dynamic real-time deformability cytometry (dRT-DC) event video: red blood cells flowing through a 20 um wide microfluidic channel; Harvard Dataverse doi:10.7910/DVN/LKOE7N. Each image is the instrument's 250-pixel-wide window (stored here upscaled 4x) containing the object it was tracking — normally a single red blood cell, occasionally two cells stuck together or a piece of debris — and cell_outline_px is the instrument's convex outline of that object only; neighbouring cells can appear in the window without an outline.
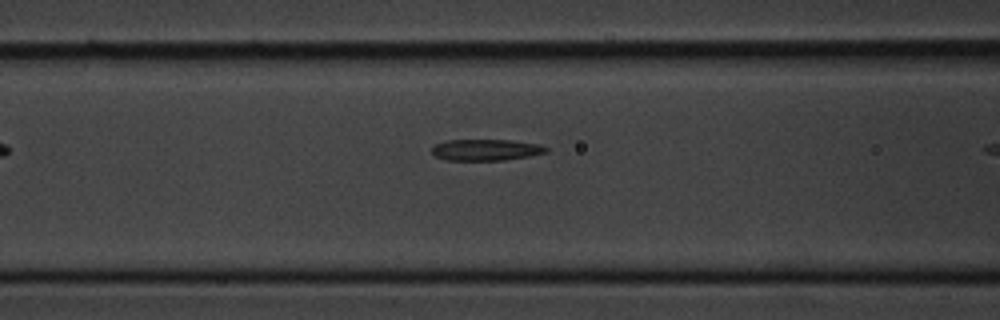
{"species": "common noctule bat (a hibernating species)", "species_latin": "Nyctalus noctula", "temperature_condition": "cold", "stored_images_in_passage": 27, "camera_frame_rate_fps": 3000, "um_per_image_px": 0.085, "animal": {"sex": "male", "body_mass_g": 20.1, "forearm_length_mm": 53.5}, "frame": {"image": 1, "passage_image": 5, "time_ms": 1.333, "image_size_px": [1000, 320], "cell_outline_px": [[548, 152], [528, 156], [504, 160], [444, 160], [436, 156], [432, 152], [432, 144], [444, 140], [508, 140], [540, 144], [548, 148]], "centroid_in_image_um": [41.26, 12.73], "position_along_channel_um": 125.3, "area_um2": 14.28}}
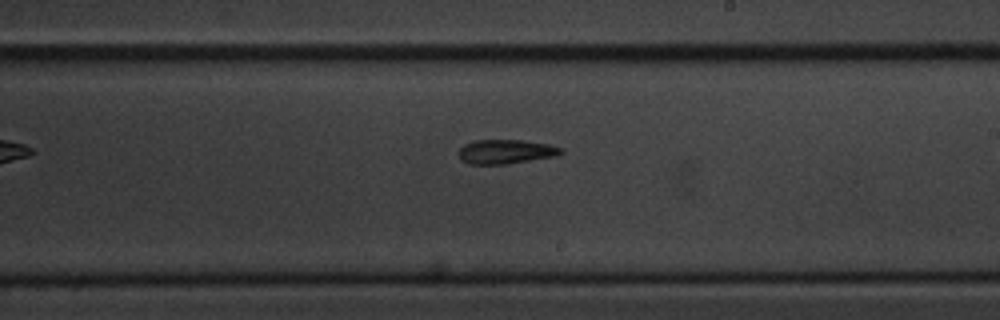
{"frame": {"image": 2, "passage_image": 15, "time_ms": 4.667, "image_size_px": [1000, 320], "cell_outline_px": [[564, 152], [556, 156], [504, 164], [468, 164], [460, 160], [460, 148], [464, 144], [472, 140], [520, 140], [548, 144], [564, 148]], "centroid_in_image_um": [42.99, 12.88], "position_along_channel_um": 246.0, "area_um2": 14.45}}
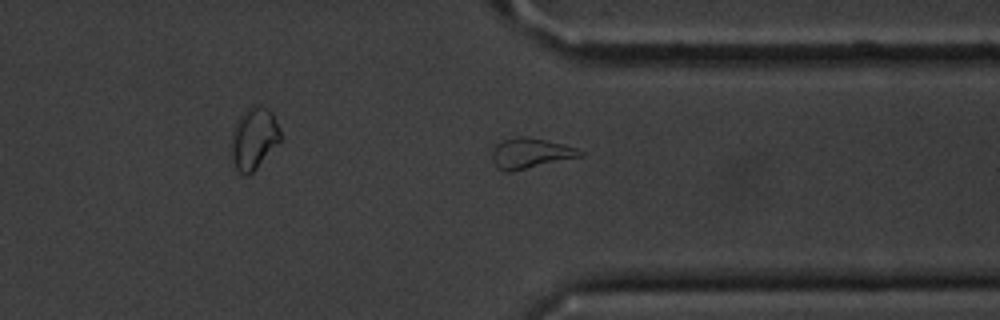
{"frame": {"image": 3, "passage_image": 25, "time_ms": 8.0, "image_size_px": [1000, 320], "cell_outline_px": [[584, 156], [512, 172], [504, 172], [496, 168], [492, 160], [492, 152], [496, 144], [500, 140], [516, 136], [524, 136], [564, 144], [576, 148], [584, 152]], "centroid_in_image_um": [45.07, 13.04], "position_along_channel_um": 366.3, "area_um2": 15.84}}